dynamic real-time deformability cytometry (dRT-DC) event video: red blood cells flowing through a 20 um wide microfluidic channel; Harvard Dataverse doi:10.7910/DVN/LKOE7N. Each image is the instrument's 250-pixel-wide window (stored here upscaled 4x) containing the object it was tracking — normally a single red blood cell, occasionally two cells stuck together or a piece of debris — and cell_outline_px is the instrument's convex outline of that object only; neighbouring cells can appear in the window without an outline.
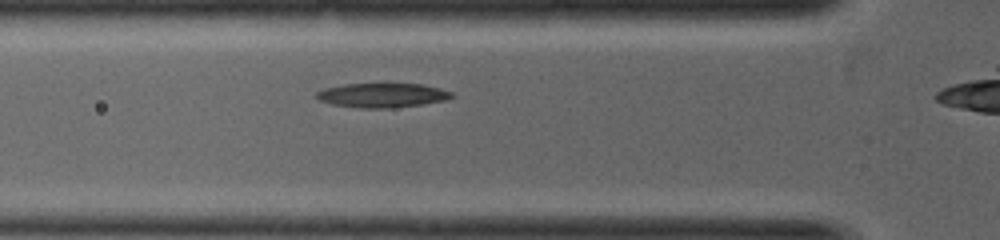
{"species": "common noctule bat (a hibernating species)", "species_latin": "Nyctalus noctula", "temperature_condition": "warm", "stored_images_in_passage": 7, "camera_frame_rate_fps": 5000, "um_per_image_px": 0.085, "animal": {"sex": "female", "body_mass_g": 19.0, "forearm_length_mm": 53.3}, "frame": {"image": 1, "passage_image": 5, "time_ms": 1.4, "image_size_px": [1000, 240], "cell_outline_px": [[456, 96], [448, 100], [424, 104], [388, 108], [360, 108], [332, 104], [320, 100], [316, 96], [316, 92], [324, 88], [344, 84], [420, 84], [440, 88], [452, 92]], "centroid_in_image_um": [32.54, 8.1], "position_along_channel_um": 93.3, "area_um2": 19.19}}